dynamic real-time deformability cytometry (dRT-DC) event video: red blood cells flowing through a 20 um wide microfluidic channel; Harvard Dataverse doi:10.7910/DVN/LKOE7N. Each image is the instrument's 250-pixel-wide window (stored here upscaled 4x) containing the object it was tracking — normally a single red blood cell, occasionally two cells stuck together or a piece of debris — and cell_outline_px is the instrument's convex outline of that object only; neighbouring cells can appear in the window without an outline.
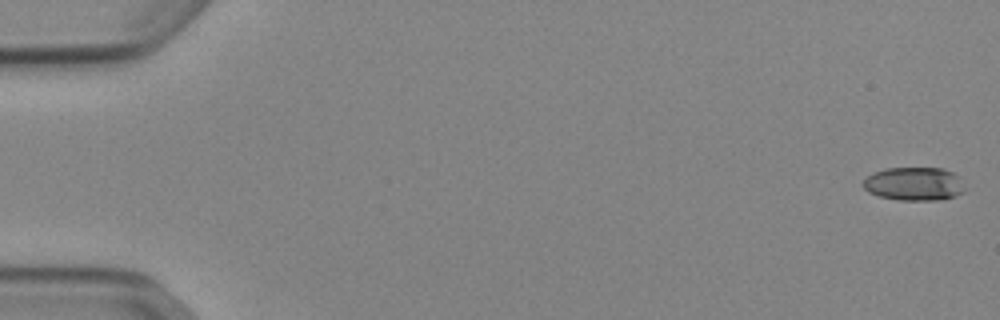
{"species": "Egyptian fruit bat (a non-hibernating species)", "species_latin": "Rousettus aegyptiacus", "temperature_condition": "cold", "stored_images_in_passage": 2, "camera_frame_rate_fps": 3000, "um_per_image_px": 0.085, "animal": {"sex": "female"}, "frame": {"image": 1, "passage_image": 1, "time_ms": 0.0, "image_size_px": [1000, 320], "cell_outline_px": [[964, 188], [956, 196], [944, 200], [900, 200], [880, 196], [868, 192], [864, 188], [864, 180], [872, 172], [884, 168], [944, 168], [952, 172], [956, 176]], "centroid_in_image_um": [77.67, 15.63], "position_along_channel_um": 7.3, "area_um2": 19.65}}